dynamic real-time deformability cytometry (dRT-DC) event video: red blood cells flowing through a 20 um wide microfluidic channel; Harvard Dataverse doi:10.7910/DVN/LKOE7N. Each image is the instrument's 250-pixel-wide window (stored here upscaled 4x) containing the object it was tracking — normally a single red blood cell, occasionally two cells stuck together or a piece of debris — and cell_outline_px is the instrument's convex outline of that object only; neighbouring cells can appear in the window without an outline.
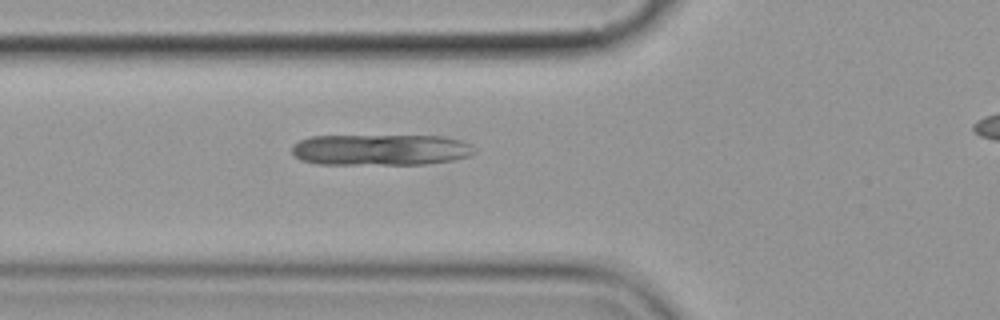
{"species": "common noctule bat (a hibernating species)", "species_latin": "Nyctalus noctula", "temperature_condition": "cold", "stored_images_in_passage": 3, "segment_of_instrument_passage": [1, 2], "camera_frame_rate_fps": 3000, "um_per_image_px": 0.085, "animal": {"sex": "female", "body_mass_g": 19.9}, "frame": {"image": 1, "passage_image": 2, "time_ms": 2.0, "image_size_px": [1000, 320], "cell_outline_px": [[476, 152], [468, 156], [452, 160], [424, 164], [316, 164], [300, 160], [292, 152], [292, 144], [300, 140], [312, 136], [444, 136], [460, 140], [472, 144]], "centroid_in_image_um": [32.35, 12.73], "position_along_channel_um": 93.5, "area_um2": 33.23}}